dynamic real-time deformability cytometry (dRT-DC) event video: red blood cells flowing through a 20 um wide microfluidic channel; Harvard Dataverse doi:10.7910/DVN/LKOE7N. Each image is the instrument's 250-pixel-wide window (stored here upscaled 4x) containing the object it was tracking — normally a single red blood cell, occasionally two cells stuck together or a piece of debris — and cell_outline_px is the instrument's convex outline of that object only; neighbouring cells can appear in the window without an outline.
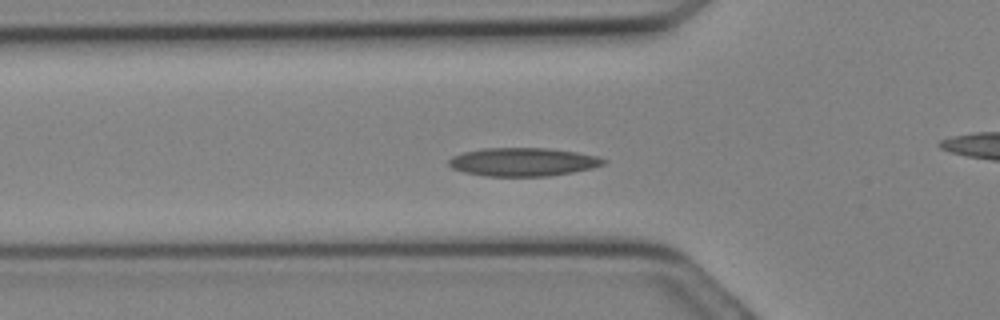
{"species": "Egyptian fruit bat (a non-hibernating species)", "species_latin": "Rousettus aegyptiacus", "temperature_condition": "cold", "stored_images_in_passage": 15, "camera_frame_rate_fps": 3000, "um_per_image_px": 0.085, "animal": {"sex": "female"}, "frame": {"image": 1, "passage_image": 5, "time_ms": 1.333, "image_size_px": [1000, 320], "cell_outline_px": [[608, 160], [604, 164], [592, 168], [572, 172], [548, 176], [484, 176], [464, 172], [452, 168], [448, 164], [448, 160], [452, 156], [464, 152], [484, 148], [548, 148], [576, 152], [600, 156]], "centroid_in_image_um": [44.47, 13.76], "position_along_channel_um": 81.3, "area_um2": 25.66}}
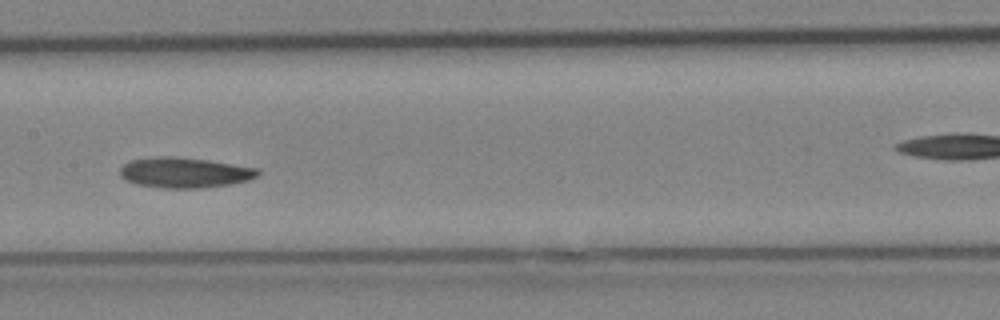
{"frame": {"image": 2, "passage_image": 10, "time_ms": 3.0, "image_size_px": [1000, 320], "cell_outline_px": [[260, 172], [256, 176], [248, 180], [232, 184], [200, 188], [164, 188], [136, 184], [124, 180], [120, 176], [120, 168], [124, 164], [132, 160], [156, 156], [180, 156], [208, 160], [260, 168]], "centroid_in_image_um": [15.69, 14.66], "position_along_channel_um": 191.7, "area_um2": 24.62}}
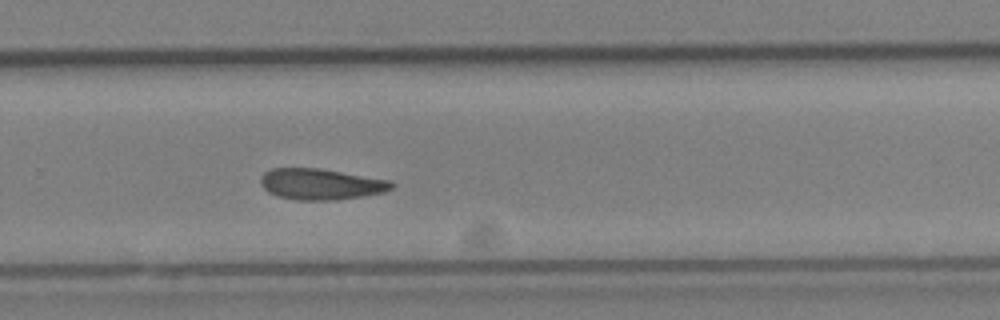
{"frame": {"image": 3, "passage_image": 15, "time_ms": 4.667, "image_size_px": [1000, 320], "cell_outline_px": [[396, 184], [392, 188], [384, 192], [336, 200], [296, 200], [276, 196], [268, 192], [260, 184], [260, 176], [264, 172], [272, 168], [320, 168], [392, 180]], "centroid_in_image_um": [27.27, 15.64], "position_along_channel_um": 302.5, "area_um2": 23.93}}